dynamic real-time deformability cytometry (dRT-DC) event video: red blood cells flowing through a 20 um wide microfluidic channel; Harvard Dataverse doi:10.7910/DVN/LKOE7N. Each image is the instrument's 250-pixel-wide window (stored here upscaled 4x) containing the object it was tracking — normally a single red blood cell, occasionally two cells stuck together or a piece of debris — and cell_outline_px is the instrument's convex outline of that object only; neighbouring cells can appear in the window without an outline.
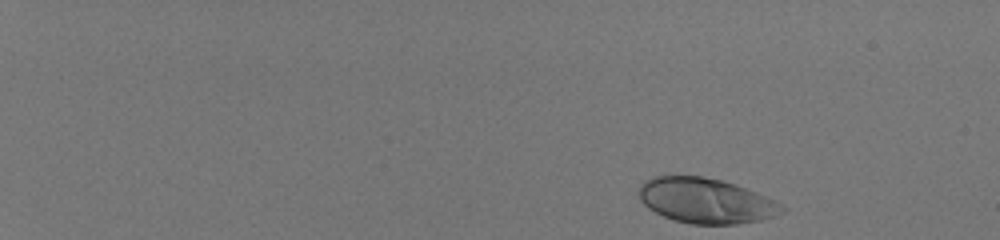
{"species": "human", "species_latin": "Homo sapiens", "temperature_condition": "room temperature", "stored_images_in_passage": 47, "camera_frame_rate_fps": 3000, "um_per_image_px": 0.085, "donor": {"sex": "male"}, "frame": {"image": 1, "passage_image": 1, "time_ms": 0.0, "image_size_px": [1000, 240], "cell_outline_px": [[784, 212], [760, 220], [736, 224], [692, 224], [676, 220], [664, 216], [648, 208], [640, 200], [636, 192], [640, 184], [644, 180], [652, 176], [700, 176], [724, 180], [764, 196], [780, 204], [784, 208]], "centroid_in_image_um": [59.91, 17.05], "position_along_channel_um": 25.1, "area_um2": 37.4}}
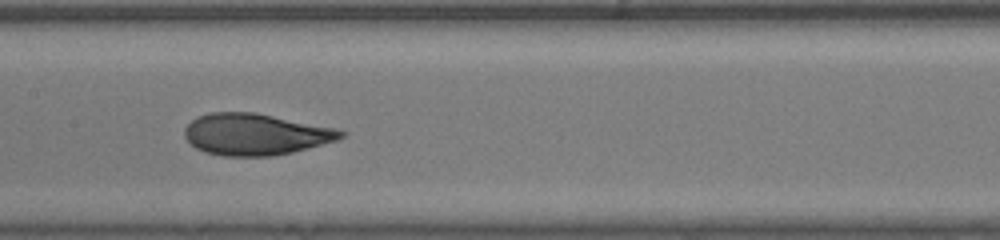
{"frame": {"image": 2, "passage_image": 26, "time_ms": 8.333, "image_size_px": [1000, 240], "cell_outline_px": [[348, 132], [344, 136], [336, 140], [292, 152], [272, 156], [224, 156], [204, 152], [196, 148], [184, 136], [184, 128], [196, 116], [208, 112], [256, 112], [340, 128]], "centroid_in_image_um": [21.73, 11.4], "position_along_channel_um": 185.7, "area_um2": 38.21}}
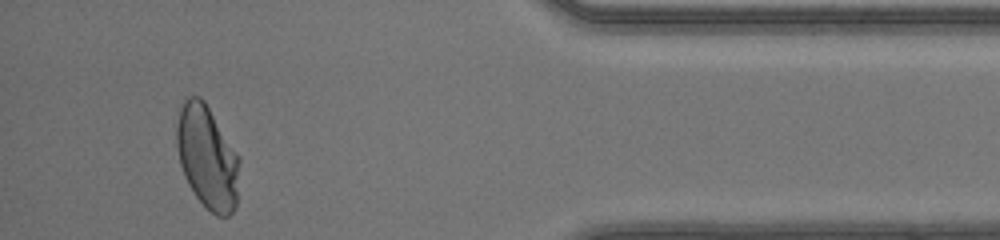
{"frame": {"image": 3, "passage_image": 45, "time_ms": 14.667, "image_size_px": [1000, 240], "cell_outline_px": [[240, 160], [236, 208], [228, 216], [216, 216], [196, 196], [188, 184], [184, 176], [180, 164], [176, 144], [176, 128], [180, 104], [184, 96], [200, 96], [204, 100], [240, 156]], "centroid_in_image_um": [17.61, 13.32], "position_along_channel_um": 417.6, "area_um2": 38.15}, "authors_computed_cell_mechanics": {"area_um2": 37.3966, "velocity_mm_per_s": 4.1321, "shape_relaxation_time_tau1_ms": 5.288, "shape_relaxation_time_tau2_ms": null, "deformation_change_tau1": 0.2094, "deformation_change_tau2": null}}